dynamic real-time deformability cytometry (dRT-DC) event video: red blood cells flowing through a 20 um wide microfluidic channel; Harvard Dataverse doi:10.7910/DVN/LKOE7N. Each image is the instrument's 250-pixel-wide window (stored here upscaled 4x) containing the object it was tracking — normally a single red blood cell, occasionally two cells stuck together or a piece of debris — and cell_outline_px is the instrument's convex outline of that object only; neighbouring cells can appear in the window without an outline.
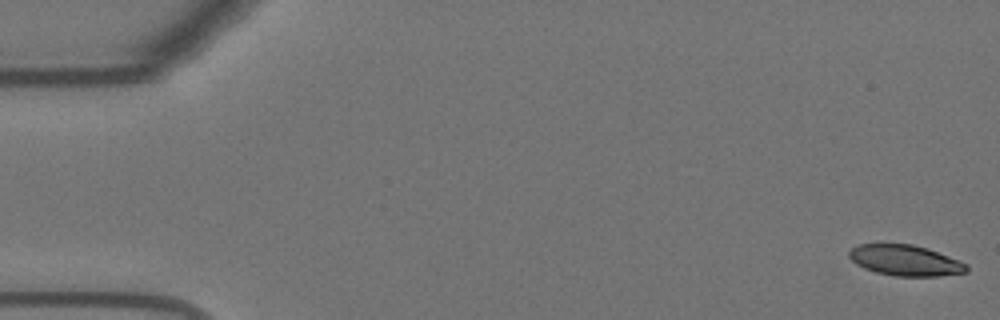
{"species": "Egyptian fruit bat (a non-hibernating species)", "species_latin": "Rousettus aegyptiacus", "temperature_condition": "warm", "stored_images_in_passage": 55, "camera_frame_rate_fps": 3000, "um_per_image_px": 0.085, "animal": {"sex": "female"}, "frame": {"image": 1, "passage_image": 1, "time_ms": 0.0, "image_size_px": [1000, 320], "cell_outline_px": [[968, 272], [940, 276], [896, 276], [876, 272], [864, 268], [856, 264], [848, 256], [848, 252], [852, 248], [860, 244], [912, 244], [928, 248], [960, 260], [968, 264]], "centroid_in_image_um": [76.98, 22.13], "position_along_channel_um": 8.0, "area_um2": 21.15}}
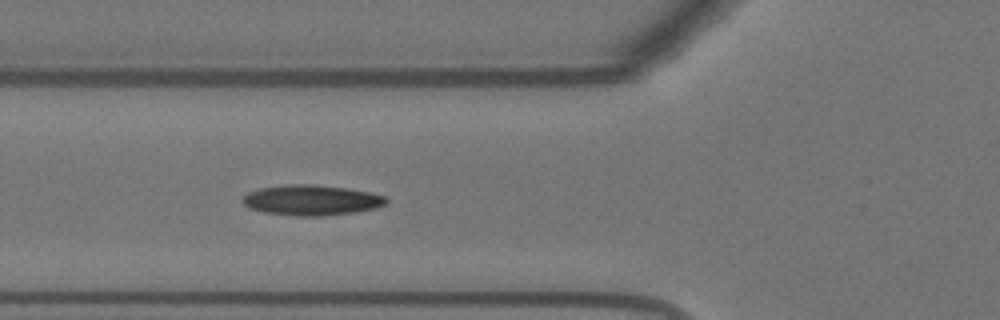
{"frame": {"image": 2, "passage_image": 20, "time_ms": 6.333, "image_size_px": [1000, 320], "cell_outline_px": [[388, 204], [376, 208], [356, 212], [324, 216], [300, 216], [264, 212], [248, 208], [240, 200], [248, 192], [260, 188], [288, 184], [312, 184], [348, 188], [372, 192], [384, 196], [388, 200]], "centroid_in_image_um": [26.5, 17.01], "position_along_channel_um": 99.3, "area_um2": 25.66}}
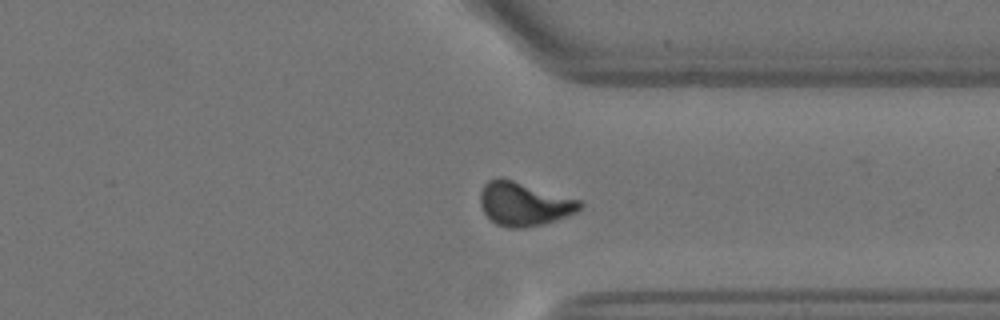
{"frame": {"image": 3, "passage_image": 42, "time_ms": 13.667, "image_size_px": [1000, 320], "cell_outline_px": [[584, 204], [576, 212], [544, 224], [524, 228], [508, 228], [496, 224], [484, 212], [480, 204], [480, 192], [484, 184], [488, 180], [496, 176], [500, 176], [580, 200]], "centroid_in_image_um": [44.51, 17.32], "position_along_channel_um": 366.9, "area_um2": 25.37}, "authors_computed_cell_mechanics": {"area_um2": 24.1604, "velocity_mm_per_s": 3.6524, "shape_relaxation_time_tau1_ms": null, "shape_relaxation_time_tau2_ms": 2.2939, "deformation_change_tau1": null, "deformation_change_tau2": 0.0879}}